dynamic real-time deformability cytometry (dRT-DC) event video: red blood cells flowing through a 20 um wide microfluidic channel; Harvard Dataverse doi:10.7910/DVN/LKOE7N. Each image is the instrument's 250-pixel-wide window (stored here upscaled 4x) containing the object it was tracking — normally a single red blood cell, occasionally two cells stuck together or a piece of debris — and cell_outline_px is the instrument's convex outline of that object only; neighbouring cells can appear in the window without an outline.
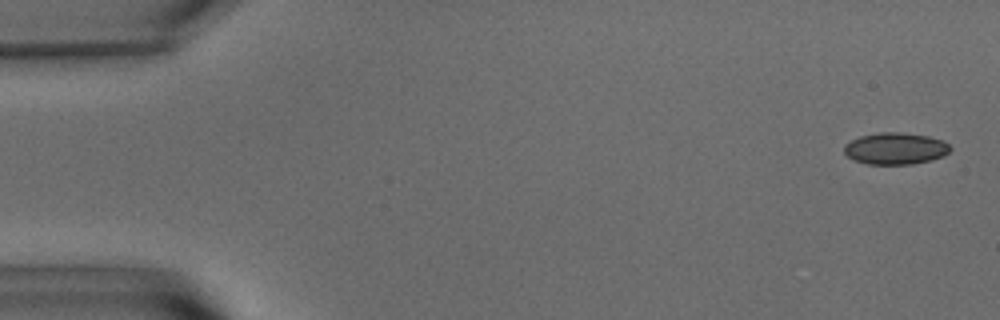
{"species": "common noctule bat (a hibernating species)", "species_latin": "Nyctalus noctula", "temperature_condition": "warm", "stored_images_in_passage": 56, "camera_frame_rate_fps": 3000, "um_per_image_px": 0.085, "animal": {"sex": "male", "body_mass_g": 15.6}, "frame": {"image": 1, "passage_image": 2, "time_ms": 0.333, "image_size_px": [1000, 320], "cell_outline_px": [[952, 148], [944, 156], [932, 160], [912, 164], [868, 164], [856, 160], [848, 156], [844, 152], [844, 144], [860, 136], [880, 132], [900, 132], [928, 136], [940, 140], [948, 144]], "centroid_in_image_um": [76.12, 12.62], "position_along_channel_um": 8.9, "area_um2": 19.54}}
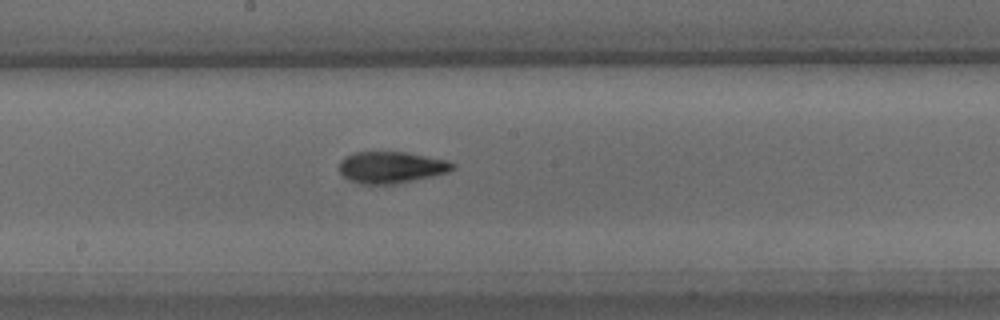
{"frame": {"image": 2, "passage_image": 30, "time_ms": 9.667, "image_size_px": [1000, 320], "cell_outline_px": [[456, 168], [448, 172], [432, 176], [392, 184], [360, 184], [348, 180], [340, 172], [340, 160], [352, 152], [408, 152], [448, 160], [456, 164]], "centroid_in_image_um": [33.27, 14.21], "position_along_channel_um": 214.9, "area_um2": 20.98}}
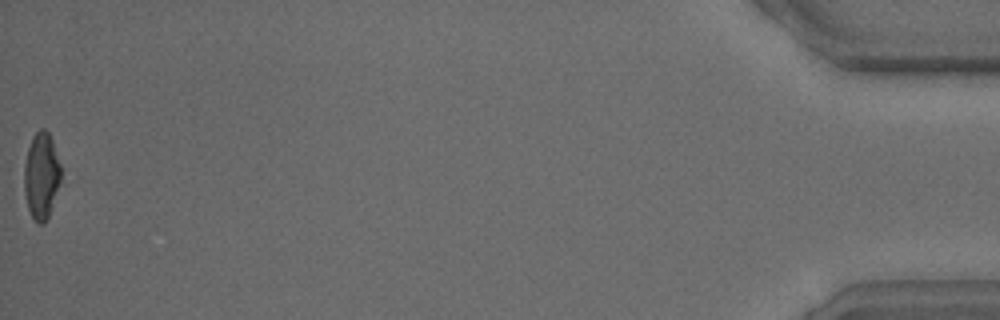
{"frame": {"image": 3, "passage_image": 56, "time_ms": 18.333, "image_size_px": [1000, 320], "cell_outline_px": [[60, 184], [48, 216], [40, 224], [32, 216], [28, 208], [24, 192], [24, 164], [28, 148], [32, 136], [40, 128], [44, 128], [48, 132], [52, 140], [60, 164]], "centroid_in_image_um": [3.5, 14.89], "position_along_channel_um": 431.7, "area_um2": 18.26}, "authors_computed_cell_mechanics": {"area_um2": 20.4612, "velocity_mm_per_s": 3.6456, "shape_relaxation_time_tau1_ms": 4.2, "shape_relaxation_time_tau2_ms": 2.3559, "deformation_change_tau1": 0.1909, "deformation_change_tau2": 0.1055}}